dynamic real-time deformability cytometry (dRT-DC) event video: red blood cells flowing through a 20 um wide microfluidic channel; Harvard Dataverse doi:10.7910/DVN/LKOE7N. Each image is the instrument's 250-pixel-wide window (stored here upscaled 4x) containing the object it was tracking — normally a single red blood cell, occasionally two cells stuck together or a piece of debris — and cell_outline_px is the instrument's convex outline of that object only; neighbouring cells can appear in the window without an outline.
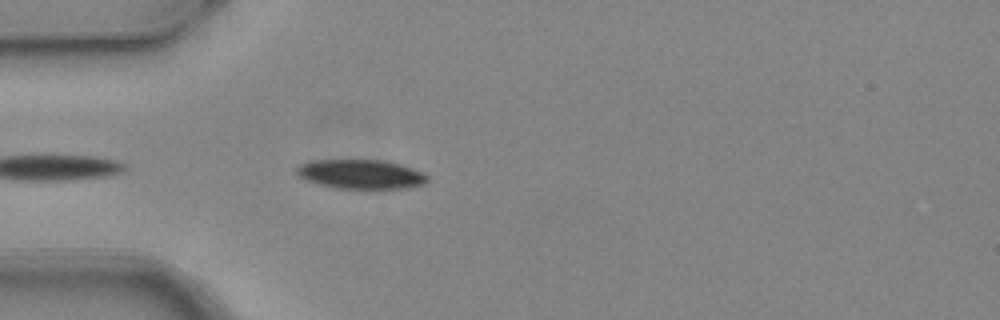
{"species": "common noctule bat (a hibernating species)", "species_latin": "Nyctalus noctula", "temperature_condition": "warm", "stored_images_in_passage": 3, "camera_frame_rate_fps": 3000, "um_per_image_px": 0.085, "animal": {"sex": "female", "body_mass_g": 24.6, "forearm_length_mm": 56.2}, "frame": {"image": 1, "passage_image": 3, "time_ms": 0.667, "image_size_px": [1000, 320], "cell_outline_px": [[428, 180], [424, 184], [408, 188], [368, 192], [336, 188], [316, 184], [304, 180], [296, 176], [292, 172], [296, 164], [308, 160], [384, 160], [400, 164], [412, 168], [428, 176]], "centroid_in_image_um": [30.58, 14.85], "position_along_channel_um": 54.4, "area_um2": 23.81}}